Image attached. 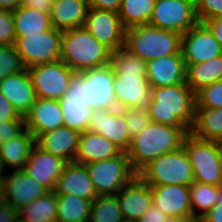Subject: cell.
Returning <instances> with one entry per match:
<instances>
[{"instance_id":"1","label":"cell","mask_w":222,"mask_h":222,"mask_svg":"<svg viewBox=\"0 0 222 222\" xmlns=\"http://www.w3.org/2000/svg\"><path fill=\"white\" fill-rule=\"evenodd\" d=\"M152 122L172 127L192 129L196 97L188 84L151 87L150 100L146 106Z\"/></svg>"},{"instance_id":"2","label":"cell","mask_w":222,"mask_h":222,"mask_svg":"<svg viewBox=\"0 0 222 222\" xmlns=\"http://www.w3.org/2000/svg\"><path fill=\"white\" fill-rule=\"evenodd\" d=\"M188 133L186 127L151 122L147 129L131 139L126 151L132 170L138 174L160 155L179 149Z\"/></svg>"},{"instance_id":"3","label":"cell","mask_w":222,"mask_h":222,"mask_svg":"<svg viewBox=\"0 0 222 222\" xmlns=\"http://www.w3.org/2000/svg\"><path fill=\"white\" fill-rule=\"evenodd\" d=\"M110 54L84 26L63 31L60 60L76 73L110 64Z\"/></svg>"},{"instance_id":"4","label":"cell","mask_w":222,"mask_h":222,"mask_svg":"<svg viewBox=\"0 0 222 222\" xmlns=\"http://www.w3.org/2000/svg\"><path fill=\"white\" fill-rule=\"evenodd\" d=\"M181 34L148 24L125 29V45L146 62L181 52Z\"/></svg>"},{"instance_id":"5","label":"cell","mask_w":222,"mask_h":222,"mask_svg":"<svg viewBox=\"0 0 222 222\" xmlns=\"http://www.w3.org/2000/svg\"><path fill=\"white\" fill-rule=\"evenodd\" d=\"M137 176L149 186L179 184L190 186L194 172L184 147L167 152L145 166Z\"/></svg>"},{"instance_id":"6","label":"cell","mask_w":222,"mask_h":222,"mask_svg":"<svg viewBox=\"0 0 222 222\" xmlns=\"http://www.w3.org/2000/svg\"><path fill=\"white\" fill-rule=\"evenodd\" d=\"M183 147L194 172V181L217 186L222 182V152L219 142L196 138L188 133Z\"/></svg>"},{"instance_id":"7","label":"cell","mask_w":222,"mask_h":222,"mask_svg":"<svg viewBox=\"0 0 222 222\" xmlns=\"http://www.w3.org/2000/svg\"><path fill=\"white\" fill-rule=\"evenodd\" d=\"M85 166L98 196L117 195L137 176L131 168L126 152Z\"/></svg>"},{"instance_id":"8","label":"cell","mask_w":222,"mask_h":222,"mask_svg":"<svg viewBox=\"0 0 222 222\" xmlns=\"http://www.w3.org/2000/svg\"><path fill=\"white\" fill-rule=\"evenodd\" d=\"M63 31L52 27L39 34L16 36L14 47L26 69L60 60Z\"/></svg>"},{"instance_id":"9","label":"cell","mask_w":222,"mask_h":222,"mask_svg":"<svg viewBox=\"0 0 222 222\" xmlns=\"http://www.w3.org/2000/svg\"><path fill=\"white\" fill-rule=\"evenodd\" d=\"M198 23L195 0H155L148 25L183 35Z\"/></svg>"},{"instance_id":"10","label":"cell","mask_w":222,"mask_h":222,"mask_svg":"<svg viewBox=\"0 0 222 222\" xmlns=\"http://www.w3.org/2000/svg\"><path fill=\"white\" fill-rule=\"evenodd\" d=\"M27 70L36 98L52 100H60L64 97L71 80L77 74L61 60L32 66Z\"/></svg>"},{"instance_id":"11","label":"cell","mask_w":222,"mask_h":222,"mask_svg":"<svg viewBox=\"0 0 222 222\" xmlns=\"http://www.w3.org/2000/svg\"><path fill=\"white\" fill-rule=\"evenodd\" d=\"M81 73V96L92 110L116 108L114 71L110 64Z\"/></svg>"},{"instance_id":"12","label":"cell","mask_w":222,"mask_h":222,"mask_svg":"<svg viewBox=\"0 0 222 222\" xmlns=\"http://www.w3.org/2000/svg\"><path fill=\"white\" fill-rule=\"evenodd\" d=\"M83 26L111 52L125 45V28L118 13L89 8Z\"/></svg>"},{"instance_id":"13","label":"cell","mask_w":222,"mask_h":222,"mask_svg":"<svg viewBox=\"0 0 222 222\" xmlns=\"http://www.w3.org/2000/svg\"><path fill=\"white\" fill-rule=\"evenodd\" d=\"M181 52L186 65L198 64L222 55V48L204 23L181 36Z\"/></svg>"},{"instance_id":"14","label":"cell","mask_w":222,"mask_h":222,"mask_svg":"<svg viewBox=\"0 0 222 222\" xmlns=\"http://www.w3.org/2000/svg\"><path fill=\"white\" fill-rule=\"evenodd\" d=\"M87 131L107 138L126 152L131 143V134L120 109L92 110Z\"/></svg>"},{"instance_id":"15","label":"cell","mask_w":222,"mask_h":222,"mask_svg":"<svg viewBox=\"0 0 222 222\" xmlns=\"http://www.w3.org/2000/svg\"><path fill=\"white\" fill-rule=\"evenodd\" d=\"M113 85L117 109L147 106L151 87L146 76L114 74Z\"/></svg>"},{"instance_id":"16","label":"cell","mask_w":222,"mask_h":222,"mask_svg":"<svg viewBox=\"0 0 222 222\" xmlns=\"http://www.w3.org/2000/svg\"><path fill=\"white\" fill-rule=\"evenodd\" d=\"M67 163L63 158L45 152L35 144L24 171L48 191H54L57 180Z\"/></svg>"},{"instance_id":"17","label":"cell","mask_w":222,"mask_h":222,"mask_svg":"<svg viewBox=\"0 0 222 222\" xmlns=\"http://www.w3.org/2000/svg\"><path fill=\"white\" fill-rule=\"evenodd\" d=\"M3 179L6 203L18 211L48 192L43 185L31 178L24 170H13L7 175L5 173Z\"/></svg>"},{"instance_id":"18","label":"cell","mask_w":222,"mask_h":222,"mask_svg":"<svg viewBox=\"0 0 222 222\" xmlns=\"http://www.w3.org/2000/svg\"><path fill=\"white\" fill-rule=\"evenodd\" d=\"M187 67L182 53L171 54L146 63L150 87L174 86L186 82Z\"/></svg>"},{"instance_id":"19","label":"cell","mask_w":222,"mask_h":222,"mask_svg":"<svg viewBox=\"0 0 222 222\" xmlns=\"http://www.w3.org/2000/svg\"><path fill=\"white\" fill-rule=\"evenodd\" d=\"M60 101L63 112V126L81 132L87 131L92 109L81 96V73H77L69 84V89Z\"/></svg>"},{"instance_id":"20","label":"cell","mask_w":222,"mask_h":222,"mask_svg":"<svg viewBox=\"0 0 222 222\" xmlns=\"http://www.w3.org/2000/svg\"><path fill=\"white\" fill-rule=\"evenodd\" d=\"M63 116L59 100L36 98L24 121L26 129L36 139L47 131L63 126Z\"/></svg>"},{"instance_id":"21","label":"cell","mask_w":222,"mask_h":222,"mask_svg":"<svg viewBox=\"0 0 222 222\" xmlns=\"http://www.w3.org/2000/svg\"><path fill=\"white\" fill-rule=\"evenodd\" d=\"M153 205L169 217H192L190 189L187 185L151 186Z\"/></svg>"},{"instance_id":"22","label":"cell","mask_w":222,"mask_h":222,"mask_svg":"<svg viewBox=\"0 0 222 222\" xmlns=\"http://www.w3.org/2000/svg\"><path fill=\"white\" fill-rule=\"evenodd\" d=\"M124 220L136 222L153 205L151 186L136 176L117 194Z\"/></svg>"},{"instance_id":"23","label":"cell","mask_w":222,"mask_h":222,"mask_svg":"<svg viewBox=\"0 0 222 222\" xmlns=\"http://www.w3.org/2000/svg\"><path fill=\"white\" fill-rule=\"evenodd\" d=\"M54 192L57 195H75L90 201L98 197L86 166L76 162H68L65 165Z\"/></svg>"},{"instance_id":"24","label":"cell","mask_w":222,"mask_h":222,"mask_svg":"<svg viewBox=\"0 0 222 222\" xmlns=\"http://www.w3.org/2000/svg\"><path fill=\"white\" fill-rule=\"evenodd\" d=\"M79 136V131L61 126L39 135L35 144L45 152L59 156L67 162H75Z\"/></svg>"},{"instance_id":"25","label":"cell","mask_w":222,"mask_h":222,"mask_svg":"<svg viewBox=\"0 0 222 222\" xmlns=\"http://www.w3.org/2000/svg\"><path fill=\"white\" fill-rule=\"evenodd\" d=\"M0 92L22 117H25L30 111L36 99L35 90L27 69L2 79L0 81Z\"/></svg>"},{"instance_id":"26","label":"cell","mask_w":222,"mask_h":222,"mask_svg":"<svg viewBox=\"0 0 222 222\" xmlns=\"http://www.w3.org/2000/svg\"><path fill=\"white\" fill-rule=\"evenodd\" d=\"M123 151L100 134L84 131L80 133L75 162L86 165L91 162L118 156Z\"/></svg>"},{"instance_id":"27","label":"cell","mask_w":222,"mask_h":222,"mask_svg":"<svg viewBox=\"0 0 222 222\" xmlns=\"http://www.w3.org/2000/svg\"><path fill=\"white\" fill-rule=\"evenodd\" d=\"M89 9V0H55L50 18L52 26L65 31L82 27Z\"/></svg>"},{"instance_id":"28","label":"cell","mask_w":222,"mask_h":222,"mask_svg":"<svg viewBox=\"0 0 222 222\" xmlns=\"http://www.w3.org/2000/svg\"><path fill=\"white\" fill-rule=\"evenodd\" d=\"M35 145V137L26 129L20 136L0 145V165L3 173L6 167L24 170L30 152Z\"/></svg>"},{"instance_id":"29","label":"cell","mask_w":222,"mask_h":222,"mask_svg":"<svg viewBox=\"0 0 222 222\" xmlns=\"http://www.w3.org/2000/svg\"><path fill=\"white\" fill-rule=\"evenodd\" d=\"M190 134L196 138L222 141V108H195V118Z\"/></svg>"},{"instance_id":"30","label":"cell","mask_w":222,"mask_h":222,"mask_svg":"<svg viewBox=\"0 0 222 222\" xmlns=\"http://www.w3.org/2000/svg\"><path fill=\"white\" fill-rule=\"evenodd\" d=\"M12 14L16 36L39 34L53 27L50 14L35 9L19 6Z\"/></svg>"},{"instance_id":"31","label":"cell","mask_w":222,"mask_h":222,"mask_svg":"<svg viewBox=\"0 0 222 222\" xmlns=\"http://www.w3.org/2000/svg\"><path fill=\"white\" fill-rule=\"evenodd\" d=\"M186 67V83L195 93L222 79V55Z\"/></svg>"},{"instance_id":"32","label":"cell","mask_w":222,"mask_h":222,"mask_svg":"<svg viewBox=\"0 0 222 222\" xmlns=\"http://www.w3.org/2000/svg\"><path fill=\"white\" fill-rule=\"evenodd\" d=\"M57 206V194L54 191H48L20 209L18 213L26 222H56Z\"/></svg>"},{"instance_id":"33","label":"cell","mask_w":222,"mask_h":222,"mask_svg":"<svg viewBox=\"0 0 222 222\" xmlns=\"http://www.w3.org/2000/svg\"><path fill=\"white\" fill-rule=\"evenodd\" d=\"M56 222H89L92 201L75 195H57Z\"/></svg>"},{"instance_id":"34","label":"cell","mask_w":222,"mask_h":222,"mask_svg":"<svg viewBox=\"0 0 222 222\" xmlns=\"http://www.w3.org/2000/svg\"><path fill=\"white\" fill-rule=\"evenodd\" d=\"M154 4L155 0H122L118 15L124 28L148 24Z\"/></svg>"},{"instance_id":"35","label":"cell","mask_w":222,"mask_h":222,"mask_svg":"<svg viewBox=\"0 0 222 222\" xmlns=\"http://www.w3.org/2000/svg\"><path fill=\"white\" fill-rule=\"evenodd\" d=\"M192 218L199 220L217 204V186L194 181L190 186ZM200 213H197L198 211Z\"/></svg>"},{"instance_id":"36","label":"cell","mask_w":222,"mask_h":222,"mask_svg":"<svg viewBox=\"0 0 222 222\" xmlns=\"http://www.w3.org/2000/svg\"><path fill=\"white\" fill-rule=\"evenodd\" d=\"M146 61L131 53L126 47L115 49L110 54L114 74L146 76Z\"/></svg>"},{"instance_id":"37","label":"cell","mask_w":222,"mask_h":222,"mask_svg":"<svg viewBox=\"0 0 222 222\" xmlns=\"http://www.w3.org/2000/svg\"><path fill=\"white\" fill-rule=\"evenodd\" d=\"M117 195L98 196L92 201L89 222H123Z\"/></svg>"},{"instance_id":"38","label":"cell","mask_w":222,"mask_h":222,"mask_svg":"<svg viewBox=\"0 0 222 222\" xmlns=\"http://www.w3.org/2000/svg\"><path fill=\"white\" fill-rule=\"evenodd\" d=\"M25 69L22 58L14 46L0 45V81Z\"/></svg>"},{"instance_id":"39","label":"cell","mask_w":222,"mask_h":222,"mask_svg":"<svg viewBox=\"0 0 222 222\" xmlns=\"http://www.w3.org/2000/svg\"><path fill=\"white\" fill-rule=\"evenodd\" d=\"M120 111L125 118L131 139L144 129H147L152 122L146 107L124 108L120 109Z\"/></svg>"},{"instance_id":"40","label":"cell","mask_w":222,"mask_h":222,"mask_svg":"<svg viewBox=\"0 0 222 222\" xmlns=\"http://www.w3.org/2000/svg\"><path fill=\"white\" fill-rule=\"evenodd\" d=\"M196 108H222V79L195 93Z\"/></svg>"},{"instance_id":"41","label":"cell","mask_w":222,"mask_h":222,"mask_svg":"<svg viewBox=\"0 0 222 222\" xmlns=\"http://www.w3.org/2000/svg\"><path fill=\"white\" fill-rule=\"evenodd\" d=\"M195 10L199 23L222 16V0H195Z\"/></svg>"},{"instance_id":"42","label":"cell","mask_w":222,"mask_h":222,"mask_svg":"<svg viewBox=\"0 0 222 222\" xmlns=\"http://www.w3.org/2000/svg\"><path fill=\"white\" fill-rule=\"evenodd\" d=\"M15 40L12 11L0 9V45L14 46Z\"/></svg>"},{"instance_id":"43","label":"cell","mask_w":222,"mask_h":222,"mask_svg":"<svg viewBox=\"0 0 222 222\" xmlns=\"http://www.w3.org/2000/svg\"><path fill=\"white\" fill-rule=\"evenodd\" d=\"M26 130L24 120H8L0 122V145L10 139L17 138Z\"/></svg>"},{"instance_id":"44","label":"cell","mask_w":222,"mask_h":222,"mask_svg":"<svg viewBox=\"0 0 222 222\" xmlns=\"http://www.w3.org/2000/svg\"><path fill=\"white\" fill-rule=\"evenodd\" d=\"M8 120H24V117L20 116L10 101L0 92V122Z\"/></svg>"},{"instance_id":"45","label":"cell","mask_w":222,"mask_h":222,"mask_svg":"<svg viewBox=\"0 0 222 222\" xmlns=\"http://www.w3.org/2000/svg\"><path fill=\"white\" fill-rule=\"evenodd\" d=\"M168 218L165 212L152 205L136 222H167Z\"/></svg>"},{"instance_id":"46","label":"cell","mask_w":222,"mask_h":222,"mask_svg":"<svg viewBox=\"0 0 222 222\" xmlns=\"http://www.w3.org/2000/svg\"><path fill=\"white\" fill-rule=\"evenodd\" d=\"M122 0H89V8L118 13Z\"/></svg>"},{"instance_id":"47","label":"cell","mask_w":222,"mask_h":222,"mask_svg":"<svg viewBox=\"0 0 222 222\" xmlns=\"http://www.w3.org/2000/svg\"><path fill=\"white\" fill-rule=\"evenodd\" d=\"M54 1L55 0H22L20 6L51 14Z\"/></svg>"},{"instance_id":"48","label":"cell","mask_w":222,"mask_h":222,"mask_svg":"<svg viewBox=\"0 0 222 222\" xmlns=\"http://www.w3.org/2000/svg\"><path fill=\"white\" fill-rule=\"evenodd\" d=\"M204 24L213 33L214 37L219 42L220 47L222 48V16L208 19L204 22Z\"/></svg>"},{"instance_id":"49","label":"cell","mask_w":222,"mask_h":222,"mask_svg":"<svg viewBox=\"0 0 222 222\" xmlns=\"http://www.w3.org/2000/svg\"><path fill=\"white\" fill-rule=\"evenodd\" d=\"M19 216L18 210L8 203L0 205V222H14Z\"/></svg>"},{"instance_id":"50","label":"cell","mask_w":222,"mask_h":222,"mask_svg":"<svg viewBox=\"0 0 222 222\" xmlns=\"http://www.w3.org/2000/svg\"><path fill=\"white\" fill-rule=\"evenodd\" d=\"M199 222H222V202H217V204L204 214L199 220Z\"/></svg>"},{"instance_id":"51","label":"cell","mask_w":222,"mask_h":222,"mask_svg":"<svg viewBox=\"0 0 222 222\" xmlns=\"http://www.w3.org/2000/svg\"><path fill=\"white\" fill-rule=\"evenodd\" d=\"M22 0H0V9L14 11L21 5Z\"/></svg>"},{"instance_id":"52","label":"cell","mask_w":222,"mask_h":222,"mask_svg":"<svg viewBox=\"0 0 222 222\" xmlns=\"http://www.w3.org/2000/svg\"><path fill=\"white\" fill-rule=\"evenodd\" d=\"M167 222H199L196 218L192 217H169Z\"/></svg>"},{"instance_id":"53","label":"cell","mask_w":222,"mask_h":222,"mask_svg":"<svg viewBox=\"0 0 222 222\" xmlns=\"http://www.w3.org/2000/svg\"><path fill=\"white\" fill-rule=\"evenodd\" d=\"M6 202L5 183L4 179L0 178V205Z\"/></svg>"},{"instance_id":"54","label":"cell","mask_w":222,"mask_h":222,"mask_svg":"<svg viewBox=\"0 0 222 222\" xmlns=\"http://www.w3.org/2000/svg\"><path fill=\"white\" fill-rule=\"evenodd\" d=\"M217 202H222V182L217 185Z\"/></svg>"},{"instance_id":"55","label":"cell","mask_w":222,"mask_h":222,"mask_svg":"<svg viewBox=\"0 0 222 222\" xmlns=\"http://www.w3.org/2000/svg\"><path fill=\"white\" fill-rule=\"evenodd\" d=\"M14 222H26V221L23 220L20 216H18Z\"/></svg>"},{"instance_id":"56","label":"cell","mask_w":222,"mask_h":222,"mask_svg":"<svg viewBox=\"0 0 222 222\" xmlns=\"http://www.w3.org/2000/svg\"><path fill=\"white\" fill-rule=\"evenodd\" d=\"M0 178H3V171H2L1 165H0Z\"/></svg>"},{"instance_id":"57","label":"cell","mask_w":222,"mask_h":222,"mask_svg":"<svg viewBox=\"0 0 222 222\" xmlns=\"http://www.w3.org/2000/svg\"><path fill=\"white\" fill-rule=\"evenodd\" d=\"M220 148H221V152H222V141L219 142Z\"/></svg>"}]
</instances>
